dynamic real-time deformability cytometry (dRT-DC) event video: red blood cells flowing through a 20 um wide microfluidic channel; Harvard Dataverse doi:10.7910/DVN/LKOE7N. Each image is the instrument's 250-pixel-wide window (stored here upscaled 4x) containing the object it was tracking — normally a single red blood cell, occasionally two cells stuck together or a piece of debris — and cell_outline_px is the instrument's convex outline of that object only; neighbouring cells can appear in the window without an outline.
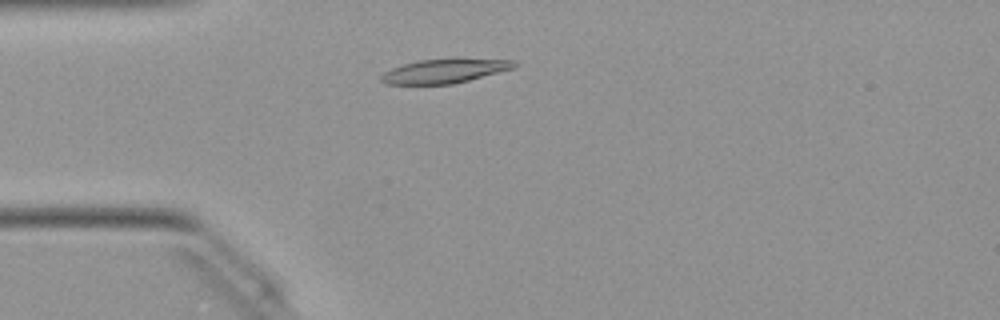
{"species": "Egyptian fruit bat (a non-hibernating species)", "species_latin": "Rousettus aegyptiacus", "temperature_condition": "warm", "stored_images_in_passage": 45, "camera_frame_rate_fps": 3000, "um_per_image_px": 0.085, "animal": {"sex": "female"}, "frame": {"image": 1, "passage_image": 8, "time_ms": 2.333, "image_size_px": [1000, 320], "cell_outline_px": [[516, 64], [512, 68], [468, 80], [452, 84], [384, 84], [380, 80], [380, 76], [384, 72], [400, 64], [420, 60], [512, 60]], "centroid_in_image_um": [37.64, 6.06], "position_along_channel_um": 47.4, "area_um2": 17.92}}
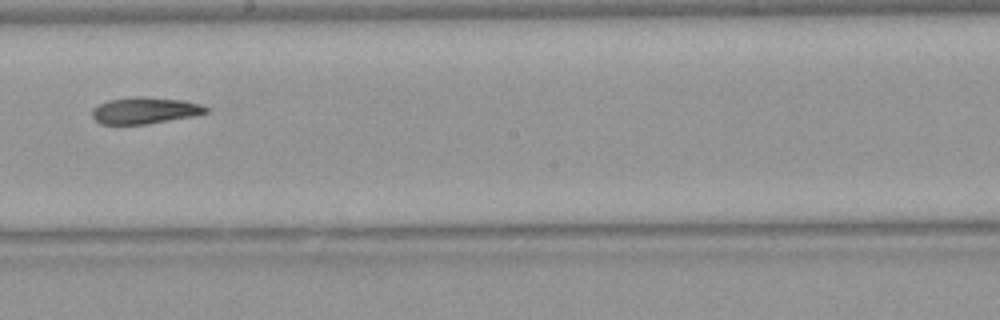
{"frame": {"image": 2, "passage_image": 23, "time_ms": 7.333, "image_size_px": [1000, 320], "cell_outline_px": [[208, 112], [192, 116], [148, 124], [100, 124], [92, 116], [92, 108], [108, 100], [132, 96], [144, 96], [184, 100], [200, 104], [208, 108]], "centroid_in_image_um": [12.3, 9.38], "position_along_channel_um": 235.9, "area_um2": 17.69}}
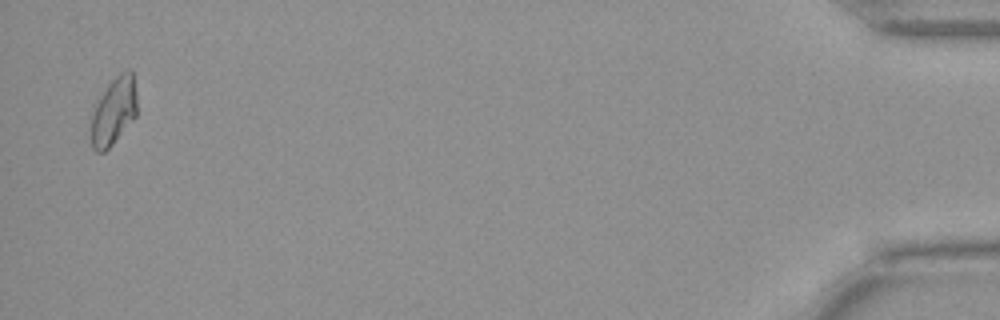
{"frame": {"image": 3, "passage_image": 44, "time_ms": 14.333, "image_size_px": [1000, 320], "cell_outline_px": [[136, 116], [112, 144], [104, 152], [96, 152], [92, 148], [92, 112], [100, 96], [108, 84], [120, 72], [128, 68], [132, 72], [136, 92]], "centroid_in_image_um": [9.67, 9.43], "position_along_channel_um": 425.5, "area_um2": 17.8}, "authors_computed_cell_mechanics": {"area_um2": 18.0914, "velocity_mm_per_s": 4.0427, "shape_relaxation_time_tau1_ms": null, "shape_relaxation_time_tau2_ms": 6.6656, "deformation_change_tau1": null, "deformation_change_tau2": 0.135}}